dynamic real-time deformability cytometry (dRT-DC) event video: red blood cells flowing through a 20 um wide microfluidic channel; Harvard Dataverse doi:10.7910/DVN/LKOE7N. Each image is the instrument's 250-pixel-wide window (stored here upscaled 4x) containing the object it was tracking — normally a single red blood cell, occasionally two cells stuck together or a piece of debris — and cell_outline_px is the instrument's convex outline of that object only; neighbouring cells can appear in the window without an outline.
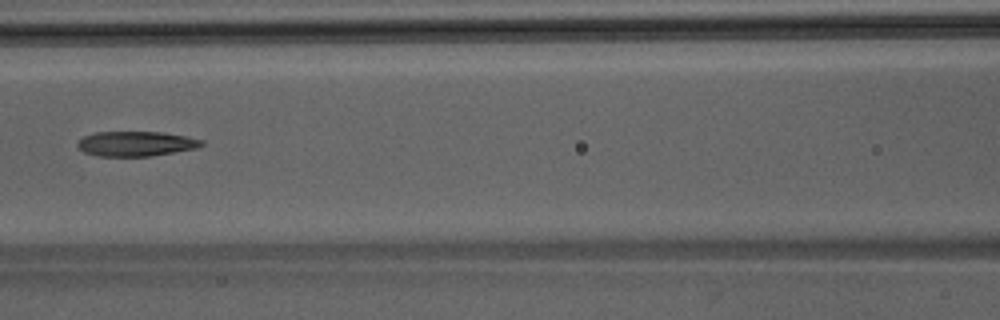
{"species": "Egyptian fruit bat (a non-hibernating species)", "species_latin": "Rousettus aegyptiacus", "temperature_condition": "room temperature", "stored_images_in_passage": 48, "camera_frame_rate_fps": 3000, "um_per_image_px": 0.085, "animal": {"sex": "male"}, "frame": {"image": 1, "passage_image": 22, "time_ms": 7.0, "image_size_px": [1000, 320], "cell_outline_px": [[204, 144], [196, 148], [148, 156], [100, 156], [84, 152], [76, 144], [84, 136], [96, 132], [164, 132], [204, 140]], "centroid_in_image_um": [11.55, 12.21], "position_along_channel_um": 155.0, "area_um2": 17.74}}
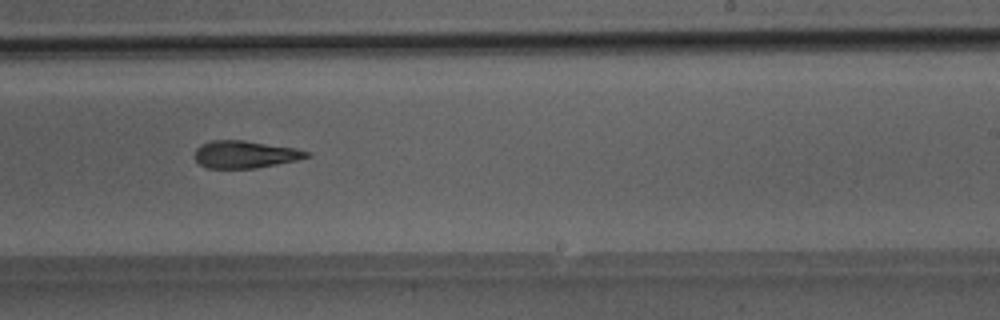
{"frame": {"image": 2, "passage_image": 30, "time_ms": 9.667, "image_size_px": [1000, 320], "cell_outline_px": [[312, 156], [296, 160], [256, 168], [208, 168], [200, 164], [192, 156], [196, 148], [200, 144], [212, 140], [244, 140], [296, 148], [308, 152]], "centroid_in_image_um": [20.79, 13.11], "position_along_channel_um": 268.2, "area_um2": 17.92}}
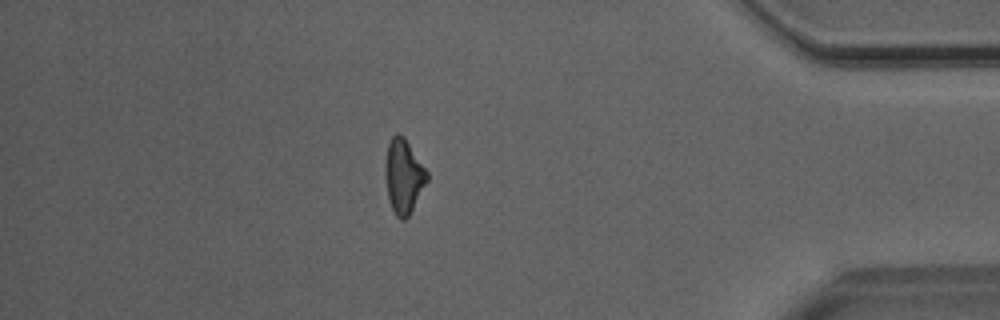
{"frame": {"image": 3, "passage_image": 42, "time_ms": 13.667, "image_size_px": [1000, 320], "cell_outline_px": [[428, 180], [408, 216], [404, 220], [400, 220], [396, 216], [388, 200], [384, 168], [388, 144], [392, 136], [396, 132], [404, 136], [428, 172]], "centroid_in_image_um": [34.29, 14.96], "position_along_channel_um": 400.9, "area_um2": 18.03}}